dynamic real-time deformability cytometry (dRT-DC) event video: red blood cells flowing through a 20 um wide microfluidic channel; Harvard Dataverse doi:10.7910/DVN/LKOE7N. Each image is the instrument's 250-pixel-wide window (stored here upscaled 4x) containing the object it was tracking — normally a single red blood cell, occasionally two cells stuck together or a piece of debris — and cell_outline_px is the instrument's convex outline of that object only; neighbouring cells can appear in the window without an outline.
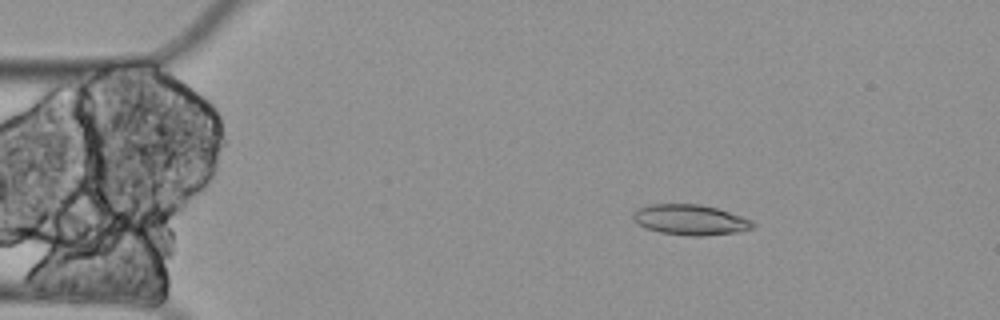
{"species": "Egyptian fruit bat (a non-hibernating species)", "species_latin": "Rousettus aegyptiacus", "temperature_condition": "cold", "stored_images_in_passage": 4, "camera_frame_rate_fps": 3000, "um_per_image_px": 0.085, "animal": {"sex": "female"}, "frame": {"image": 1, "passage_image": 2, "time_ms": 0.333, "image_size_px": [1000, 320], "cell_outline_px": [[756, 224], [752, 228], [740, 232], [704, 236], [688, 236], [660, 232], [644, 228], [636, 224], [632, 220], [632, 212], [636, 208], [648, 204], [700, 204], [716, 208], [752, 220]], "centroid_in_image_um": [58.61, 18.69], "position_along_channel_um": 26.4, "area_um2": 21.56}}